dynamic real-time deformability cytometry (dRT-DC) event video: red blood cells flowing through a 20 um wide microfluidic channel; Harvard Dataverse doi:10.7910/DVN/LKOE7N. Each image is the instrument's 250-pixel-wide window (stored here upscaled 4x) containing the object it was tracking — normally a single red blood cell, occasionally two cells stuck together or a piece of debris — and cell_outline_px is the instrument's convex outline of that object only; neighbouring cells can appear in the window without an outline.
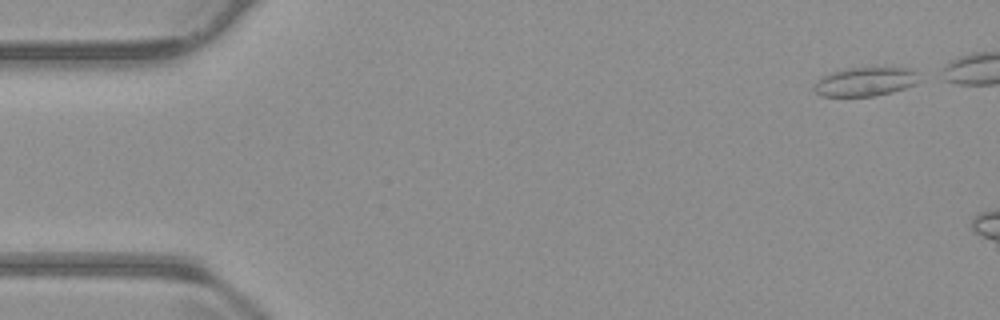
{"species": "common noctule bat (a hibernating species)", "species_latin": "Nyctalus noctula", "temperature_condition": "warm", "stored_images_in_passage": 6, "camera_frame_rate_fps": 3000, "um_per_image_px": 0.085, "animal": {"sex": "male", "body_mass_g": 23.1, "forearm_length_mm": 52.7}, "frame": {"image": 1, "passage_image": 1, "time_ms": 0.0, "image_size_px": [1000, 320], "cell_outline_px": [[928, 76], [924, 80], [916, 84], [892, 92], [872, 96], [820, 96], [812, 88], [812, 84], [820, 76], [844, 68], [908, 68], [920, 72]], "centroid_in_image_um": [73.62, 6.93], "position_along_channel_um": 11.4, "area_um2": 18.32}}